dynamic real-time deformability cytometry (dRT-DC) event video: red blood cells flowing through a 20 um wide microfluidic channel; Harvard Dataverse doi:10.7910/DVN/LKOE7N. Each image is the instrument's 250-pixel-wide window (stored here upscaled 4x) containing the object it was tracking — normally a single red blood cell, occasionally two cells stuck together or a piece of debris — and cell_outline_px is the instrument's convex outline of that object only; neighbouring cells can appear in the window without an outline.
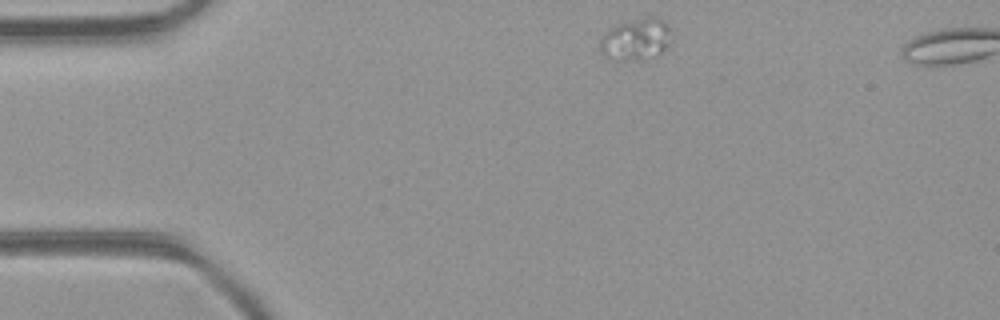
{"species": "common noctule bat (a hibernating species)", "species_latin": "Nyctalus noctula", "temperature_condition": "room temperature", "stored_images_in_passage": 38, "segment_of_instrument_passage": [1, 2], "camera_frame_rate_fps": 3000, "um_per_image_px": 0.085, "animal": {"sex": "female", "body_mass_g": 21.9}, "frame": {"image": 1, "passage_image": 1, "time_ms": 0.0, "image_size_px": [1000, 320], "cell_outline_px": [[672, 40], [668, 48], [660, 52], [640, 60], [616, 60], [600, 52], [600, 40], [604, 32], [608, 28], [620, 24], [648, 16], [660, 16], [668, 24]], "centroid_in_image_um": [54.09, 3.32], "position_along_channel_um": 30.9, "area_um2": 17.46}}
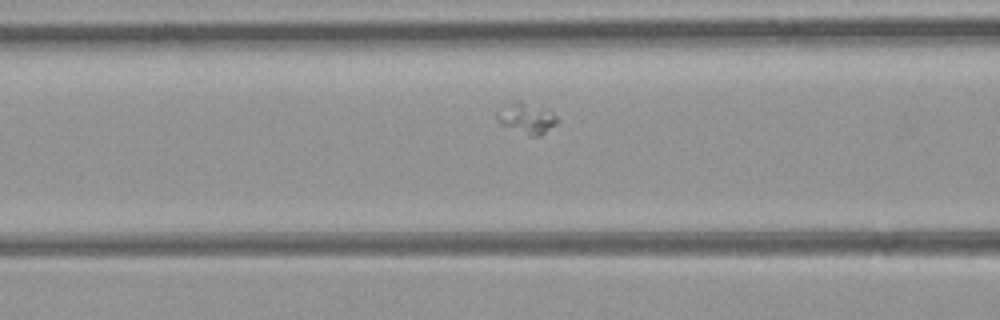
{"frame": {"image": 2, "passage_image": 11, "time_ms": 3.333, "image_size_px": [1000, 320], "cell_outline_px": [[560, 120], [556, 124], [540, 136], [532, 136], [500, 124], [496, 120], [496, 112], [512, 100], [520, 100], [548, 108]], "centroid_in_image_um": [44.77, 10.01], "position_along_channel_um": 121.8, "area_um2": 11.04}}
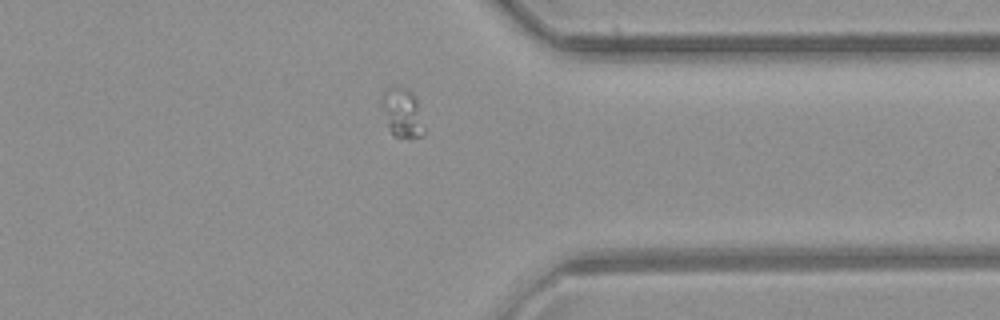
{"frame": {"image": 3, "passage_image": 29, "time_ms": 9.333, "image_size_px": [1000, 320], "cell_outline_px": [[424, 136], [396, 136], [388, 128], [380, 104], [380, 96], [388, 88], [408, 88], [412, 92], [416, 100], [424, 128]], "centroid_in_image_um": [34.15, 9.56], "position_along_channel_um": 377.2, "area_um2": 11.85}}